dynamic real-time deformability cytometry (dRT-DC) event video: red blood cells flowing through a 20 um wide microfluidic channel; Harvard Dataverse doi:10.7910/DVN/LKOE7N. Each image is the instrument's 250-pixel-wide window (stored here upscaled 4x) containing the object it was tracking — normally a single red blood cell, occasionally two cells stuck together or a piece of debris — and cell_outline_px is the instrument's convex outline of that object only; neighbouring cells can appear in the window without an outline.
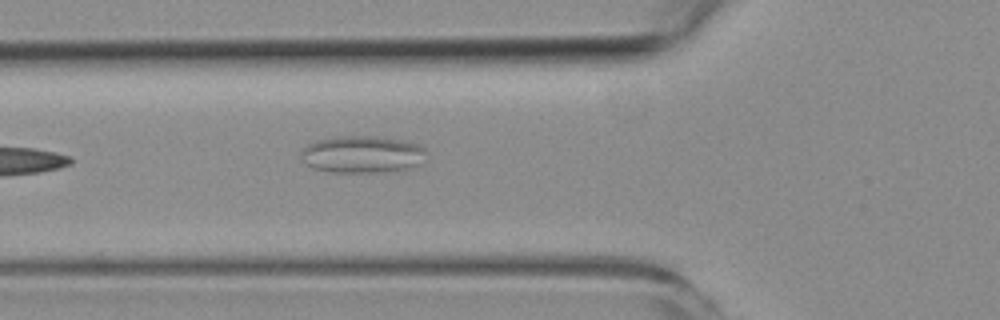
{"species": "common noctule bat (a hibernating species)", "species_latin": "Nyctalus noctula", "temperature_condition": "room temperature", "stored_images_in_passage": 2, "camera_frame_rate_fps": 3000, "um_per_image_px": 0.085, "animal": {"sex": "female", "body_mass_g": 19.3, "forearm_length_mm": 54.1}, "frame": {"image": 1, "passage_image": 2, "time_ms": 1.333, "image_size_px": [1000, 320], "cell_outline_px": [[424, 164], [412, 168], [392, 172], [328, 172], [312, 168], [304, 164], [300, 152], [308, 144], [316, 140], [336, 136], [372, 136], [404, 140], [420, 144], [424, 148]], "centroid_in_image_um": [30.81, 13.13], "position_along_channel_um": 95.0, "area_um2": 27.69}}